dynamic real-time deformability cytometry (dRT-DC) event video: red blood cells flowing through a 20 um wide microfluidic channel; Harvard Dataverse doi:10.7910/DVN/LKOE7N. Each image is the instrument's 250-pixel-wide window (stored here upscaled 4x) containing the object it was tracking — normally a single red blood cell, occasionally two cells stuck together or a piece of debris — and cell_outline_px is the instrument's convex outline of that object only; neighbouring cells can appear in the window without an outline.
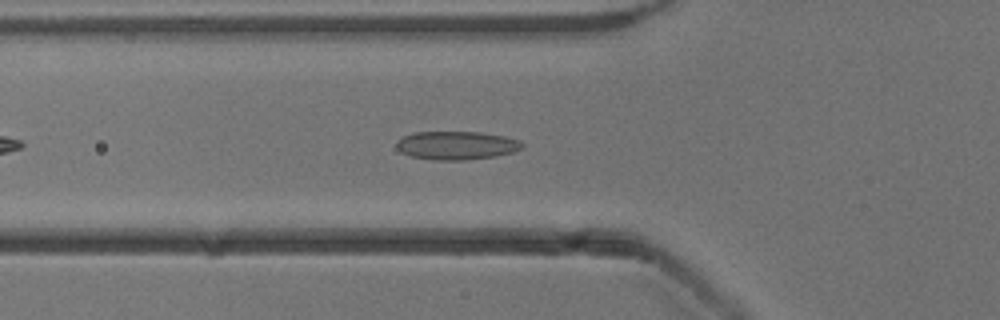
{"species": "common noctule bat (a hibernating species)", "species_latin": "Nyctalus noctula", "temperature_condition": "cold", "stored_images_in_passage": 24, "camera_frame_rate_fps": 3000, "um_per_image_px": 0.085, "animal": {"sex": "male", "body_mass_g": 13.3}, "frame": {"image": 1, "passage_image": 8, "time_ms": 2.333, "image_size_px": [1000, 320], "cell_outline_px": [[524, 148], [512, 152], [496, 156], [464, 160], [432, 160], [412, 156], [400, 152], [396, 148], [396, 140], [404, 136], [416, 132], [480, 132], [504, 136], [520, 140], [524, 144]], "centroid_in_image_um": [38.81, 12.36], "position_along_channel_um": 87.0, "area_um2": 20.92}}
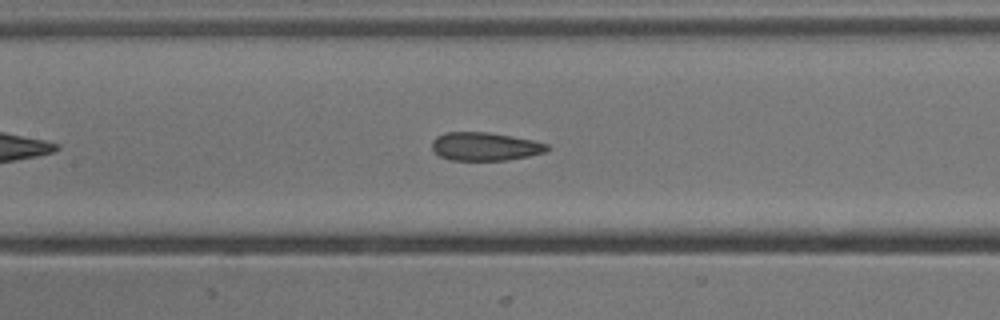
{"frame": {"image": 2, "passage_image": 14, "time_ms": 4.333, "image_size_px": [1000, 320], "cell_outline_px": [[548, 148], [544, 152], [528, 156], [508, 160], [448, 160], [440, 156], [432, 148], [432, 140], [436, 136], [444, 132], [488, 132], [532, 140], [548, 144]], "centroid_in_image_um": [41.18, 12.45], "position_along_channel_um": 166.2, "area_um2": 18.9}}
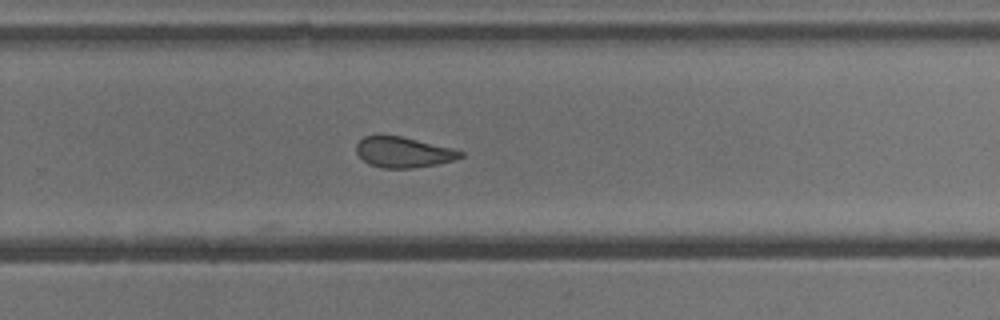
{"frame": {"image": 3, "passage_image": 24, "time_ms": 7.667, "image_size_px": [1000, 320], "cell_outline_px": [[464, 156], [452, 160], [436, 164], [412, 168], [384, 168], [368, 164], [356, 152], [356, 144], [364, 136], [376, 132], [380, 132], [400, 136], [452, 148], [464, 152]], "centroid_in_image_um": [34.22, 12.9], "position_along_channel_um": 295.6, "area_um2": 18.84}}